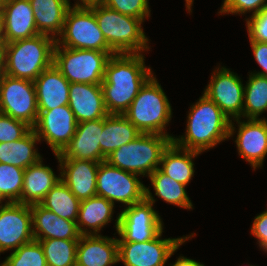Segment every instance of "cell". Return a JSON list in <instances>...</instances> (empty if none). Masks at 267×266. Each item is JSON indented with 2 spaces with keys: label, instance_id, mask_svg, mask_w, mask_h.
<instances>
[{
  "label": "cell",
  "instance_id": "ee69618b",
  "mask_svg": "<svg viewBox=\"0 0 267 266\" xmlns=\"http://www.w3.org/2000/svg\"><path fill=\"white\" fill-rule=\"evenodd\" d=\"M5 74V51L4 45L0 44V78Z\"/></svg>",
  "mask_w": 267,
  "mask_h": 266
},
{
  "label": "cell",
  "instance_id": "bcb514c9",
  "mask_svg": "<svg viewBox=\"0 0 267 266\" xmlns=\"http://www.w3.org/2000/svg\"><path fill=\"white\" fill-rule=\"evenodd\" d=\"M0 44L2 43V23H1V10H0Z\"/></svg>",
  "mask_w": 267,
  "mask_h": 266
},
{
  "label": "cell",
  "instance_id": "7c38bea8",
  "mask_svg": "<svg viewBox=\"0 0 267 266\" xmlns=\"http://www.w3.org/2000/svg\"><path fill=\"white\" fill-rule=\"evenodd\" d=\"M163 230L152 240L145 242H118L119 262L125 266H165L167 260L190 236L161 239Z\"/></svg>",
  "mask_w": 267,
  "mask_h": 266
},
{
  "label": "cell",
  "instance_id": "f6af8a7d",
  "mask_svg": "<svg viewBox=\"0 0 267 266\" xmlns=\"http://www.w3.org/2000/svg\"><path fill=\"white\" fill-rule=\"evenodd\" d=\"M186 1V3H185V5H186V10H188V12L190 13V12H192V10H191V6L193 5V0H185Z\"/></svg>",
  "mask_w": 267,
  "mask_h": 266
},
{
  "label": "cell",
  "instance_id": "d6a6232c",
  "mask_svg": "<svg viewBox=\"0 0 267 266\" xmlns=\"http://www.w3.org/2000/svg\"><path fill=\"white\" fill-rule=\"evenodd\" d=\"M34 240L40 242L47 266H76L78 240Z\"/></svg>",
  "mask_w": 267,
  "mask_h": 266
},
{
  "label": "cell",
  "instance_id": "5b68a950",
  "mask_svg": "<svg viewBox=\"0 0 267 266\" xmlns=\"http://www.w3.org/2000/svg\"><path fill=\"white\" fill-rule=\"evenodd\" d=\"M173 137L141 133L134 140L114 150L106 161L124 171L149 176L159 168L162 154Z\"/></svg>",
  "mask_w": 267,
  "mask_h": 266
},
{
  "label": "cell",
  "instance_id": "ffe728a7",
  "mask_svg": "<svg viewBox=\"0 0 267 266\" xmlns=\"http://www.w3.org/2000/svg\"><path fill=\"white\" fill-rule=\"evenodd\" d=\"M68 105L77 123L98 120L108 115L101 85L70 83Z\"/></svg>",
  "mask_w": 267,
  "mask_h": 266
},
{
  "label": "cell",
  "instance_id": "ab89813d",
  "mask_svg": "<svg viewBox=\"0 0 267 266\" xmlns=\"http://www.w3.org/2000/svg\"><path fill=\"white\" fill-rule=\"evenodd\" d=\"M250 233L257 238L260 248L267 252V211L255 217Z\"/></svg>",
  "mask_w": 267,
  "mask_h": 266
},
{
  "label": "cell",
  "instance_id": "d4e9b609",
  "mask_svg": "<svg viewBox=\"0 0 267 266\" xmlns=\"http://www.w3.org/2000/svg\"><path fill=\"white\" fill-rule=\"evenodd\" d=\"M34 13V20L39 34L55 40L60 36L70 0H29Z\"/></svg>",
  "mask_w": 267,
  "mask_h": 266
},
{
  "label": "cell",
  "instance_id": "b9f144b4",
  "mask_svg": "<svg viewBox=\"0 0 267 266\" xmlns=\"http://www.w3.org/2000/svg\"><path fill=\"white\" fill-rule=\"evenodd\" d=\"M106 0H78L73 6L81 8H91L95 6L105 5Z\"/></svg>",
  "mask_w": 267,
  "mask_h": 266
},
{
  "label": "cell",
  "instance_id": "6da1fadb",
  "mask_svg": "<svg viewBox=\"0 0 267 266\" xmlns=\"http://www.w3.org/2000/svg\"><path fill=\"white\" fill-rule=\"evenodd\" d=\"M144 61L142 53H120L109 58L101 83L108 114L123 115L140 88L153 75Z\"/></svg>",
  "mask_w": 267,
  "mask_h": 266
},
{
  "label": "cell",
  "instance_id": "7402d4cb",
  "mask_svg": "<svg viewBox=\"0 0 267 266\" xmlns=\"http://www.w3.org/2000/svg\"><path fill=\"white\" fill-rule=\"evenodd\" d=\"M34 239L79 240L75 221L63 219L40 204L30 205Z\"/></svg>",
  "mask_w": 267,
  "mask_h": 266
},
{
  "label": "cell",
  "instance_id": "60d3db41",
  "mask_svg": "<svg viewBox=\"0 0 267 266\" xmlns=\"http://www.w3.org/2000/svg\"><path fill=\"white\" fill-rule=\"evenodd\" d=\"M255 61L261 66L263 71L255 74L267 77V42L250 41Z\"/></svg>",
  "mask_w": 267,
  "mask_h": 266
},
{
  "label": "cell",
  "instance_id": "4fadbf2b",
  "mask_svg": "<svg viewBox=\"0 0 267 266\" xmlns=\"http://www.w3.org/2000/svg\"><path fill=\"white\" fill-rule=\"evenodd\" d=\"M216 69L203 94L211 99L230 121L243 118L244 84L240 76L226 67Z\"/></svg>",
  "mask_w": 267,
  "mask_h": 266
},
{
  "label": "cell",
  "instance_id": "4dcf8cb0",
  "mask_svg": "<svg viewBox=\"0 0 267 266\" xmlns=\"http://www.w3.org/2000/svg\"><path fill=\"white\" fill-rule=\"evenodd\" d=\"M148 178L152 183L155 195L163 201L181 208L193 209V204L187 195L185 185L174 181L159 168L150 174Z\"/></svg>",
  "mask_w": 267,
  "mask_h": 266
},
{
  "label": "cell",
  "instance_id": "9a60e30c",
  "mask_svg": "<svg viewBox=\"0 0 267 266\" xmlns=\"http://www.w3.org/2000/svg\"><path fill=\"white\" fill-rule=\"evenodd\" d=\"M34 240L30 205L11 202L0 207V253Z\"/></svg>",
  "mask_w": 267,
  "mask_h": 266
},
{
  "label": "cell",
  "instance_id": "3957f363",
  "mask_svg": "<svg viewBox=\"0 0 267 266\" xmlns=\"http://www.w3.org/2000/svg\"><path fill=\"white\" fill-rule=\"evenodd\" d=\"M55 44L54 38L43 34L3 43L5 74L34 81L44 70L53 65Z\"/></svg>",
  "mask_w": 267,
  "mask_h": 266
},
{
  "label": "cell",
  "instance_id": "2e32d148",
  "mask_svg": "<svg viewBox=\"0 0 267 266\" xmlns=\"http://www.w3.org/2000/svg\"><path fill=\"white\" fill-rule=\"evenodd\" d=\"M2 43L38 35L29 0H1Z\"/></svg>",
  "mask_w": 267,
  "mask_h": 266
},
{
  "label": "cell",
  "instance_id": "74e56055",
  "mask_svg": "<svg viewBox=\"0 0 267 266\" xmlns=\"http://www.w3.org/2000/svg\"><path fill=\"white\" fill-rule=\"evenodd\" d=\"M267 0H224L219 14H245L252 12V15L259 13L267 6Z\"/></svg>",
  "mask_w": 267,
  "mask_h": 266
},
{
  "label": "cell",
  "instance_id": "4316f807",
  "mask_svg": "<svg viewBox=\"0 0 267 266\" xmlns=\"http://www.w3.org/2000/svg\"><path fill=\"white\" fill-rule=\"evenodd\" d=\"M140 134L141 132L124 115L108 114L103 118L100 142L103 161H106L114 150L134 140Z\"/></svg>",
  "mask_w": 267,
  "mask_h": 266
},
{
  "label": "cell",
  "instance_id": "e0dca14e",
  "mask_svg": "<svg viewBox=\"0 0 267 266\" xmlns=\"http://www.w3.org/2000/svg\"><path fill=\"white\" fill-rule=\"evenodd\" d=\"M238 123L236 146L238 154L245 159L253 170L262 167L267 155V119H234Z\"/></svg>",
  "mask_w": 267,
  "mask_h": 266
},
{
  "label": "cell",
  "instance_id": "44dd1931",
  "mask_svg": "<svg viewBox=\"0 0 267 266\" xmlns=\"http://www.w3.org/2000/svg\"><path fill=\"white\" fill-rule=\"evenodd\" d=\"M117 238L81 235L77 245L76 266H112L119 261Z\"/></svg>",
  "mask_w": 267,
  "mask_h": 266
},
{
  "label": "cell",
  "instance_id": "f35d334b",
  "mask_svg": "<svg viewBox=\"0 0 267 266\" xmlns=\"http://www.w3.org/2000/svg\"><path fill=\"white\" fill-rule=\"evenodd\" d=\"M249 41L267 42V6L246 19Z\"/></svg>",
  "mask_w": 267,
  "mask_h": 266
},
{
  "label": "cell",
  "instance_id": "f546056e",
  "mask_svg": "<svg viewBox=\"0 0 267 266\" xmlns=\"http://www.w3.org/2000/svg\"><path fill=\"white\" fill-rule=\"evenodd\" d=\"M40 205L63 219L77 221L80 200L62 180L51 188Z\"/></svg>",
  "mask_w": 267,
  "mask_h": 266
},
{
  "label": "cell",
  "instance_id": "8d00e7d4",
  "mask_svg": "<svg viewBox=\"0 0 267 266\" xmlns=\"http://www.w3.org/2000/svg\"><path fill=\"white\" fill-rule=\"evenodd\" d=\"M31 129L26 123L0 113V143L19 140Z\"/></svg>",
  "mask_w": 267,
  "mask_h": 266
},
{
  "label": "cell",
  "instance_id": "cb8c5ba5",
  "mask_svg": "<svg viewBox=\"0 0 267 266\" xmlns=\"http://www.w3.org/2000/svg\"><path fill=\"white\" fill-rule=\"evenodd\" d=\"M61 180V175H55L53 169L43 164L42 158L30 165L24 171L23 190L18 203L40 204L47 193Z\"/></svg>",
  "mask_w": 267,
  "mask_h": 266
},
{
  "label": "cell",
  "instance_id": "ac0fdd59",
  "mask_svg": "<svg viewBox=\"0 0 267 266\" xmlns=\"http://www.w3.org/2000/svg\"><path fill=\"white\" fill-rule=\"evenodd\" d=\"M61 180L81 201L97 195V171L99 162L93 160L59 159Z\"/></svg>",
  "mask_w": 267,
  "mask_h": 266
},
{
  "label": "cell",
  "instance_id": "d6986e66",
  "mask_svg": "<svg viewBox=\"0 0 267 266\" xmlns=\"http://www.w3.org/2000/svg\"><path fill=\"white\" fill-rule=\"evenodd\" d=\"M102 130L103 118L77 123L74 136L64 150L57 154L58 158L103 162L100 147Z\"/></svg>",
  "mask_w": 267,
  "mask_h": 266
},
{
  "label": "cell",
  "instance_id": "30bf717a",
  "mask_svg": "<svg viewBox=\"0 0 267 266\" xmlns=\"http://www.w3.org/2000/svg\"><path fill=\"white\" fill-rule=\"evenodd\" d=\"M0 113L33 128L39 113L34 82L4 74L0 78Z\"/></svg>",
  "mask_w": 267,
  "mask_h": 266
},
{
  "label": "cell",
  "instance_id": "d590c367",
  "mask_svg": "<svg viewBox=\"0 0 267 266\" xmlns=\"http://www.w3.org/2000/svg\"><path fill=\"white\" fill-rule=\"evenodd\" d=\"M105 6L123 15L139 18L143 22L150 17L149 0H106Z\"/></svg>",
  "mask_w": 267,
  "mask_h": 266
},
{
  "label": "cell",
  "instance_id": "f1b7e54d",
  "mask_svg": "<svg viewBox=\"0 0 267 266\" xmlns=\"http://www.w3.org/2000/svg\"><path fill=\"white\" fill-rule=\"evenodd\" d=\"M40 142L31 129L24 137L12 142L0 143V163L26 169L37 163L42 157L35 144Z\"/></svg>",
  "mask_w": 267,
  "mask_h": 266
},
{
  "label": "cell",
  "instance_id": "603a6c76",
  "mask_svg": "<svg viewBox=\"0 0 267 266\" xmlns=\"http://www.w3.org/2000/svg\"><path fill=\"white\" fill-rule=\"evenodd\" d=\"M38 110H51L69 104V81L52 65L34 81Z\"/></svg>",
  "mask_w": 267,
  "mask_h": 266
},
{
  "label": "cell",
  "instance_id": "ba28073f",
  "mask_svg": "<svg viewBox=\"0 0 267 266\" xmlns=\"http://www.w3.org/2000/svg\"><path fill=\"white\" fill-rule=\"evenodd\" d=\"M156 199L145 187V198L127 206L116 217L115 228L118 242H145L154 239L162 230L163 222L153 204Z\"/></svg>",
  "mask_w": 267,
  "mask_h": 266
},
{
  "label": "cell",
  "instance_id": "277c9868",
  "mask_svg": "<svg viewBox=\"0 0 267 266\" xmlns=\"http://www.w3.org/2000/svg\"><path fill=\"white\" fill-rule=\"evenodd\" d=\"M123 115L141 133L171 136L166 132V125L172 118V107L154 74L140 88Z\"/></svg>",
  "mask_w": 267,
  "mask_h": 266
},
{
  "label": "cell",
  "instance_id": "1f68e13d",
  "mask_svg": "<svg viewBox=\"0 0 267 266\" xmlns=\"http://www.w3.org/2000/svg\"><path fill=\"white\" fill-rule=\"evenodd\" d=\"M248 79L244 86L243 117L259 119L267 111V77L251 72Z\"/></svg>",
  "mask_w": 267,
  "mask_h": 266
},
{
  "label": "cell",
  "instance_id": "7a4b0ae2",
  "mask_svg": "<svg viewBox=\"0 0 267 266\" xmlns=\"http://www.w3.org/2000/svg\"><path fill=\"white\" fill-rule=\"evenodd\" d=\"M192 105L187 116L185 136L173 137L175 145L202 153L233 137L235 123L205 94Z\"/></svg>",
  "mask_w": 267,
  "mask_h": 266
},
{
  "label": "cell",
  "instance_id": "836d02e7",
  "mask_svg": "<svg viewBox=\"0 0 267 266\" xmlns=\"http://www.w3.org/2000/svg\"><path fill=\"white\" fill-rule=\"evenodd\" d=\"M25 169L0 163V202H19Z\"/></svg>",
  "mask_w": 267,
  "mask_h": 266
},
{
  "label": "cell",
  "instance_id": "484cf974",
  "mask_svg": "<svg viewBox=\"0 0 267 266\" xmlns=\"http://www.w3.org/2000/svg\"><path fill=\"white\" fill-rule=\"evenodd\" d=\"M114 205L97 195L81 200L76 221L80 234L99 235L101 229L113 218Z\"/></svg>",
  "mask_w": 267,
  "mask_h": 266
},
{
  "label": "cell",
  "instance_id": "52a82bcc",
  "mask_svg": "<svg viewBox=\"0 0 267 266\" xmlns=\"http://www.w3.org/2000/svg\"><path fill=\"white\" fill-rule=\"evenodd\" d=\"M115 54V52L66 48L56 43L53 65L69 83L101 85L106 64Z\"/></svg>",
  "mask_w": 267,
  "mask_h": 266
},
{
  "label": "cell",
  "instance_id": "8fae6325",
  "mask_svg": "<svg viewBox=\"0 0 267 266\" xmlns=\"http://www.w3.org/2000/svg\"><path fill=\"white\" fill-rule=\"evenodd\" d=\"M139 175L111 166L107 161L99 163L97 171V196L111 203L120 202L126 206L140 202L145 198V185Z\"/></svg>",
  "mask_w": 267,
  "mask_h": 266
},
{
  "label": "cell",
  "instance_id": "e575fe53",
  "mask_svg": "<svg viewBox=\"0 0 267 266\" xmlns=\"http://www.w3.org/2000/svg\"><path fill=\"white\" fill-rule=\"evenodd\" d=\"M3 263L4 266H47L43 249L37 240L21 245Z\"/></svg>",
  "mask_w": 267,
  "mask_h": 266
},
{
  "label": "cell",
  "instance_id": "5bb4252c",
  "mask_svg": "<svg viewBox=\"0 0 267 266\" xmlns=\"http://www.w3.org/2000/svg\"><path fill=\"white\" fill-rule=\"evenodd\" d=\"M77 121L69 105L51 110H39L32 128L39 140L45 141L54 154H60L76 132Z\"/></svg>",
  "mask_w": 267,
  "mask_h": 266
},
{
  "label": "cell",
  "instance_id": "7bdbcfd3",
  "mask_svg": "<svg viewBox=\"0 0 267 266\" xmlns=\"http://www.w3.org/2000/svg\"><path fill=\"white\" fill-rule=\"evenodd\" d=\"M170 266H205V265L193 259L180 256L179 258H177L175 263L170 264Z\"/></svg>",
  "mask_w": 267,
  "mask_h": 266
},
{
  "label": "cell",
  "instance_id": "8992f818",
  "mask_svg": "<svg viewBox=\"0 0 267 266\" xmlns=\"http://www.w3.org/2000/svg\"><path fill=\"white\" fill-rule=\"evenodd\" d=\"M99 29L103 33L108 46L116 53H143L148 51L149 40L141 26L143 21L105 5L91 7Z\"/></svg>",
  "mask_w": 267,
  "mask_h": 266
},
{
  "label": "cell",
  "instance_id": "9c48e42d",
  "mask_svg": "<svg viewBox=\"0 0 267 266\" xmlns=\"http://www.w3.org/2000/svg\"><path fill=\"white\" fill-rule=\"evenodd\" d=\"M56 43L72 49L114 52L99 29L91 8L70 7L65 17L62 33L56 39Z\"/></svg>",
  "mask_w": 267,
  "mask_h": 266
},
{
  "label": "cell",
  "instance_id": "83f0119b",
  "mask_svg": "<svg viewBox=\"0 0 267 266\" xmlns=\"http://www.w3.org/2000/svg\"><path fill=\"white\" fill-rule=\"evenodd\" d=\"M199 154L171 142L162 154L159 169L174 181L187 186L195 172L193 158Z\"/></svg>",
  "mask_w": 267,
  "mask_h": 266
}]
</instances>
